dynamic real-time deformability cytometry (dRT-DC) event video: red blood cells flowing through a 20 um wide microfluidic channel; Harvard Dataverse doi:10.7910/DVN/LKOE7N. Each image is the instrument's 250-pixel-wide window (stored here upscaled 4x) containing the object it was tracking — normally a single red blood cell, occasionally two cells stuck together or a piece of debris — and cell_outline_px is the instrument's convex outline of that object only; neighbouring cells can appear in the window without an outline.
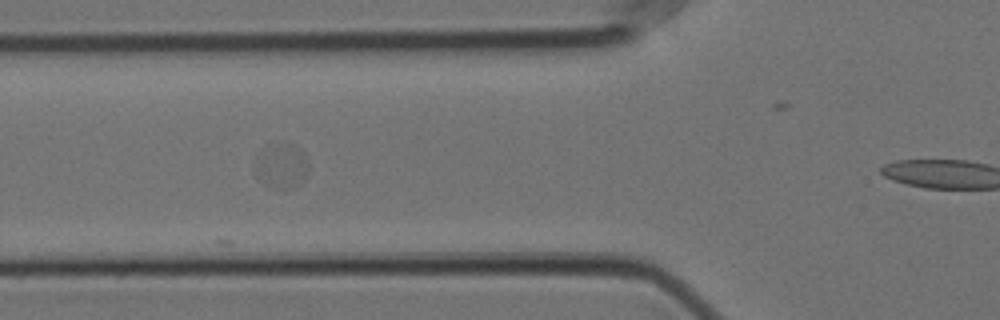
{"species": "Egyptian fruit bat (a non-hibernating species)", "species_latin": "Rousettus aegyptiacus", "temperature_condition": "cold", "stored_images_in_passage": 12, "camera_frame_rate_fps": 3000, "um_per_image_px": 0.085, "animal": {"sex": "female"}, "frame": {"image": 1, "passage_image": 4, "time_ms": 1.0, "image_size_px": [1000, 320], "cell_outline_px": [[308, 168], [304, 180], [300, 184], [288, 188], [276, 188], [268, 184], [256, 176], [256, 168], [288, 144], [292, 144], [304, 152], [308, 164]], "centroid_in_image_um": [24.17, 14.29], "position_along_channel_um": 101.6, "area_um2": 11.44}}
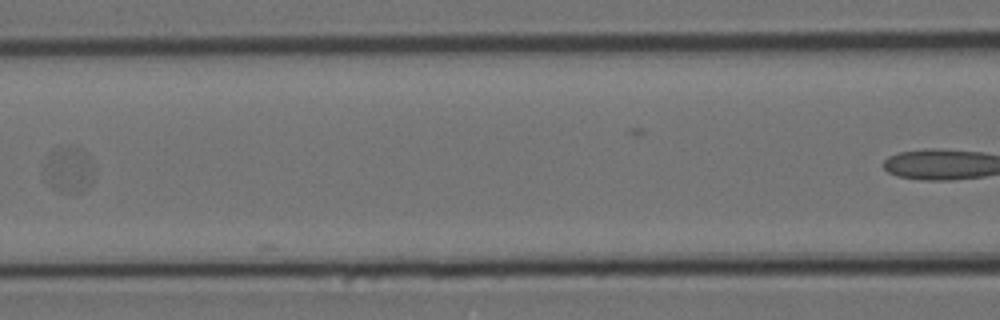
{"frame": {"image": 2, "passage_image": 9, "time_ms": 2.667, "image_size_px": [1000, 320], "cell_outline_px": [[96, 172], [92, 184], [84, 192], [60, 192], [44, 180], [44, 164], [52, 152], [64, 148], [80, 148], [88, 156]], "centroid_in_image_um": [5.89, 14.49], "position_along_channel_um": 160.7, "area_um2": 13.29}}